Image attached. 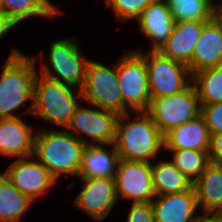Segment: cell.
<instances>
[{"label": "cell", "mask_w": 222, "mask_h": 222, "mask_svg": "<svg viewBox=\"0 0 222 222\" xmlns=\"http://www.w3.org/2000/svg\"><path fill=\"white\" fill-rule=\"evenodd\" d=\"M222 65V23L214 16L208 21L197 41L191 62L190 73Z\"/></svg>", "instance_id": "obj_15"}, {"label": "cell", "mask_w": 222, "mask_h": 222, "mask_svg": "<svg viewBox=\"0 0 222 222\" xmlns=\"http://www.w3.org/2000/svg\"><path fill=\"white\" fill-rule=\"evenodd\" d=\"M207 22L197 20L174 22L171 35L159 52L165 57L188 65L191 62L194 47Z\"/></svg>", "instance_id": "obj_16"}, {"label": "cell", "mask_w": 222, "mask_h": 222, "mask_svg": "<svg viewBox=\"0 0 222 222\" xmlns=\"http://www.w3.org/2000/svg\"><path fill=\"white\" fill-rule=\"evenodd\" d=\"M174 22L210 21L214 17L211 0H165Z\"/></svg>", "instance_id": "obj_26"}, {"label": "cell", "mask_w": 222, "mask_h": 222, "mask_svg": "<svg viewBox=\"0 0 222 222\" xmlns=\"http://www.w3.org/2000/svg\"><path fill=\"white\" fill-rule=\"evenodd\" d=\"M153 0H105V5L112 7L115 17L119 21L137 20L142 11Z\"/></svg>", "instance_id": "obj_28"}, {"label": "cell", "mask_w": 222, "mask_h": 222, "mask_svg": "<svg viewBox=\"0 0 222 222\" xmlns=\"http://www.w3.org/2000/svg\"><path fill=\"white\" fill-rule=\"evenodd\" d=\"M4 16L14 25L28 18H51L63 13L50 0H0Z\"/></svg>", "instance_id": "obj_22"}, {"label": "cell", "mask_w": 222, "mask_h": 222, "mask_svg": "<svg viewBox=\"0 0 222 222\" xmlns=\"http://www.w3.org/2000/svg\"><path fill=\"white\" fill-rule=\"evenodd\" d=\"M126 220L127 222H154L151 201L132 203Z\"/></svg>", "instance_id": "obj_30"}, {"label": "cell", "mask_w": 222, "mask_h": 222, "mask_svg": "<svg viewBox=\"0 0 222 222\" xmlns=\"http://www.w3.org/2000/svg\"><path fill=\"white\" fill-rule=\"evenodd\" d=\"M146 112L160 132L165 135L171 129L201 115V103L191 83L179 93L151 98Z\"/></svg>", "instance_id": "obj_8"}, {"label": "cell", "mask_w": 222, "mask_h": 222, "mask_svg": "<svg viewBox=\"0 0 222 222\" xmlns=\"http://www.w3.org/2000/svg\"><path fill=\"white\" fill-rule=\"evenodd\" d=\"M139 30L151 40V50L159 51L171 35L174 21L165 0H153L137 19Z\"/></svg>", "instance_id": "obj_17"}, {"label": "cell", "mask_w": 222, "mask_h": 222, "mask_svg": "<svg viewBox=\"0 0 222 222\" xmlns=\"http://www.w3.org/2000/svg\"><path fill=\"white\" fill-rule=\"evenodd\" d=\"M113 144L120 159L150 163L164 149V135L146 111L126 112L118 117Z\"/></svg>", "instance_id": "obj_1"}, {"label": "cell", "mask_w": 222, "mask_h": 222, "mask_svg": "<svg viewBox=\"0 0 222 222\" xmlns=\"http://www.w3.org/2000/svg\"><path fill=\"white\" fill-rule=\"evenodd\" d=\"M192 186L204 214H217L222 208V165L209 163Z\"/></svg>", "instance_id": "obj_21"}, {"label": "cell", "mask_w": 222, "mask_h": 222, "mask_svg": "<svg viewBox=\"0 0 222 222\" xmlns=\"http://www.w3.org/2000/svg\"><path fill=\"white\" fill-rule=\"evenodd\" d=\"M84 187L73 201V206L102 222L111 212L118 199L114 178H81Z\"/></svg>", "instance_id": "obj_13"}, {"label": "cell", "mask_w": 222, "mask_h": 222, "mask_svg": "<svg viewBox=\"0 0 222 222\" xmlns=\"http://www.w3.org/2000/svg\"><path fill=\"white\" fill-rule=\"evenodd\" d=\"M77 39V37L61 38L52 42L49 47V59H47L49 64L41 63L42 67L38 74L75 88L78 87L80 90L90 59L82 54Z\"/></svg>", "instance_id": "obj_6"}, {"label": "cell", "mask_w": 222, "mask_h": 222, "mask_svg": "<svg viewBox=\"0 0 222 222\" xmlns=\"http://www.w3.org/2000/svg\"><path fill=\"white\" fill-rule=\"evenodd\" d=\"M172 152L174 165L193 183L210 163L208 151L165 149Z\"/></svg>", "instance_id": "obj_27"}, {"label": "cell", "mask_w": 222, "mask_h": 222, "mask_svg": "<svg viewBox=\"0 0 222 222\" xmlns=\"http://www.w3.org/2000/svg\"><path fill=\"white\" fill-rule=\"evenodd\" d=\"M195 222H222V219L217 214L199 215Z\"/></svg>", "instance_id": "obj_33"}, {"label": "cell", "mask_w": 222, "mask_h": 222, "mask_svg": "<svg viewBox=\"0 0 222 222\" xmlns=\"http://www.w3.org/2000/svg\"><path fill=\"white\" fill-rule=\"evenodd\" d=\"M217 215L222 219V208L218 211Z\"/></svg>", "instance_id": "obj_37"}, {"label": "cell", "mask_w": 222, "mask_h": 222, "mask_svg": "<svg viewBox=\"0 0 222 222\" xmlns=\"http://www.w3.org/2000/svg\"><path fill=\"white\" fill-rule=\"evenodd\" d=\"M222 1V0H221ZM220 4V5H219ZM219 5V6H218ZM213 9H214V16L220 11L222 10V2L221 3H213Z\"/></svg>", "instance_id": "obj_34"}, {"label": "cell", "mask_w": 222, "mask_h": 222, "mask_svg": "<svg viewBox=\"0 0 222 222\" xmlns=\"http://www.w3.org/2000/svg\"><path fill=\"white\" fill-rule=\"evenodd\" d=\"M33 200L20 193L4 173H0V222H20Z\"/></svg>", "instance_id": "obj_24"}, {"label": "cell", "mask_w": 222, "mask_h": 222, "mask_svg": "<svg viewBox=\"0 0 222 222\" xmlns=\"http://www.w3.org/2000/svg\"><path fill=\"white\" fill-rule=\"evenodd\" d=\"M215 17L222 23V10H220Z\"/></svg>", "instance_id": "obj_35"}, {"label": "cell", "mask_w": 222, "mask_h": 222, "mask_svg": "<svg viewBox=\"0 0 222 222\" xmlns=\"http://www.w3.org/2000/svg\"><path fill=\"white\" fill-rule=\"evenodd\" d=\"M75 89L73 86L37 74L34 80L32 115L66 128L79 106V100H83L81 91L77 88L76 93Z\"/></svg>", "instance_id": "obj_4"}, {"label": "cell", "mask_w": 222, "mask_h": 222, "mask_svg": "<svg viewBox=\"0 0 222 222\" xmlns=\"http://www.w3.org/2000/svg\"><path fill=\"white\" fill-rule=\"evenodd\" d=\"M36 61V56H27L17 49L8 56L0 76V118L20 117L13 111L29 100L31 105L23 113L32 115Z\"/></svg>", "instance_id": "obj_2"}, {"label": "cell", "mask_w": 222, "mask_h": 222, "mask_svg": "<svg viewBox=\"0 0 222 222\" xmlns=\"http://www.w3.org/2000/svg\"><path fill=\"white\" fill-rule=\"evenodd\" d=\"M151 203L154 222H195L199 217L195 215L199 207L193 186L179 193L155 196Z\"/></svg>", "instance_id": "obj_14"}, {"label": "cell", "mask_w": 222, "mask_h": 222, "mask_svg": "<svg viewBox=\"0 0 222 222\" xmlns=\"http://www.w3.org/2000/svg\"><path fill=\"white\" fill-rule=\"evenodd\" d=\"M151 175L155 196L179 193L192 187L191 180L172 161L159 160L151 164Z\"/></svg>", "instance_id": "obj_23"}, {"label": "cell", "mask_w": 222, "mask_h": 222, "mask_svg": "<svg viewBox=\"0 0 222 222\" xmlns=\"http://www.w3.org/2000/svg\"><path fill=\"white\" fill-rule=\"evenodd\" d=\"M111 147V150L106 148ZM114 144L86 145L82 152L79 178H114L119 163Z\"/></svg>", "instance_id": "obj_19"}, {"label": "cell", "mask_w": 222, "mask_h": 222, "mask_svg": "<svg viewBox=\"0 0 222 222\" xmlns=\"http://www.w3.org/2000/svg\"><path fill=\"white\" fill-rule=\"evenodd\" d=\"M82 99L104 110L123 114V98L117 76V62L112 67L89 60L80 89Z\"/></svg>", "instance_id": "obj_7"}, {"label": "cell", "mask_w": 222, "mask_h": 222, "mask_svg": "<svg viewBox=\"0 0 222 222\" xmlns=\"http://www.w3.org/2000/svg\"><path fill=\"white\" fill-rule=\"evenodd\" d=\"M201 115L210 133H222V102L201 104Z\"/></svg>", "instance_id": "obj_29"}, {"label": "cell", "mask_w": 222, "mask_h": 222, "mask_svg": "<svg viewBox=\"0 0 222 222\" xmlns=\"http://www.w3.org/2000/svg\"><path fill=\"white\" fill-rule=\"evenodd\" d=\"M0 19H7L2 12L1 5H0Z\"/></svg>", "instance_id": "obj_36"}, {"label": "cell", "mask_w": 222, "mask_h": 222, "mask_svg": "<svg viewBox=\"0 0 222 222\" xmlns=\"http://www.w3.org/2000/svg\"><path fill=\"white\" fill-rule=\"evenodd\" d=\"M138 51L146 61L149 94L158 98L176 94L192 83V74L187 65L163 56L159 51Z\"/></svg>", "instance_id": "obj_9"}, {"label": "cell", "mask_w": 222, "mask_h": 222, "mask_svg": "<svg viewBox=\"0 0 222 222\" xmlns=\"http://www.w3.org/2000/svg\"><path fill=\"white\" fill-rule=\"evenodd\" d=\"M208 155L210 163L222 165V133H211Z\"/></svg>", "instance_id": "obj_31"}, {"label": "cell", "mask_w": 222, "mask_h": 222, "mask_svg": "<svg viewBox=\"0 0 222 222\" xmlns=\"http://www.w3.org/2000/svg\"><path fill=\"white\" fill-rule=\"evenodd\" d=\"M117 61V76L123 98V114L147 111L150 104L148 69L145 58L127 50Z\"/></svg>", "instance_id": "obj_5"}, {"label": "cell", "mask_w": 222, "mask_h": 222, "mask_svg": "<svg viewBox=\"0 0 222 222\" xmlns=\"http://www.w3.org/2000/svg\"><path fill=\"white\" fill-rule=\"evenodd\" d=\"M33 127L20 117L0 118V154L18 158L33 155Z\"/></svg>", "instance_id": "obj_18"}, {"label": "cell", "mask_w": 222, "mask_h": 222, "mask_svg": "<svg viewBox=\"0 0 222 222\" xmlns=\"http://www.w3.org/2000/svg\"><path fill=\"white\" fill-rule=\"evenodd\" d=\"M15 26L8 19H0V39H2Z\"/></svg>", "instance_id": "obj_32"}, {"label": "cell", "mask_w": 222, "mask_h": 222, "mask_svg": "<svg viewBox=\"0 0 222 222\" xmlns=\"http://www.w3.org/2000/svg\"><path fill=\"white\" fill-rule=\"evenodd\" d=\"M35 133L33 156L58 180L59 176H78L85 144L66 129H41Z\"/></svg>", "instance_id": "obj_3"}, {"label": "cell", "mask_w": 222, "mask_h": 222, "mask_svg": "<svg viewBox=\"0 0 222 222\" xmlns=\"http://www.w3.org/2000/svg\"><path fill=\"white\" fill-rule=\"evenodd\" d=\"M114 181L117 199L139 203L150 202L155 197L149 162L120 159Z\"/></svg>", "instance_id": "obj_11"}, {"label": "cell", "mask_w": 222, "mask_h": 222, "mask_svg": "<svg viewBox=\"0 0 222 222\" xmlns=\"http://www.w3.org/2000/svg\"><path fill=\"white\" fill-rule=\"evenodd\" d=\"M30 158L34 156L17 158L4 174L20 193L34 201L46 194L57 180L41 162Z\"/></svg>", "instance_id": "obj_12"}, {"label": "cell", "mask_w": 222, "mask_h": 222, "mask_svg": "<svg viewBox=\"0 0 222 222\" xmlns=\"http://www.w3.org/2000/svg\"><path fill=\"white\" fill-rule=\"evenodd\" d=\"M192 83L201 104L222 102V65L194 73Z\"/></svg>", "instance_id": "obj_25"}, {"label": "cell", "mask_w": 222, "mask_h": 222, "mask_svg": "<svg viewBox=\"0 0 222 222\" xmlns=\"http://www.w3.org/2000/svg\"><path fill=\"white\" fill-rule=\"evenodd\" d=\"M210 131L202 115L171 129L164 135V149L208 151Z\"/></svg>", "instance_id": "obj_20"}, {"label": "cell", "mask_w": 222, "mask_h": 222, "mask_svg": "<svg viewBox=\"0 0 222 222\" xmlns=\"http://www.w3.org/2000/svg\"><path fill=\"white\" fill-rule=\"evenodd\" d=\"M91 107L78 106L65 129L85 145L113 144L119 114L93 105Z\"/></svg>", "instance_id": "obj_10"}]
</instances>
